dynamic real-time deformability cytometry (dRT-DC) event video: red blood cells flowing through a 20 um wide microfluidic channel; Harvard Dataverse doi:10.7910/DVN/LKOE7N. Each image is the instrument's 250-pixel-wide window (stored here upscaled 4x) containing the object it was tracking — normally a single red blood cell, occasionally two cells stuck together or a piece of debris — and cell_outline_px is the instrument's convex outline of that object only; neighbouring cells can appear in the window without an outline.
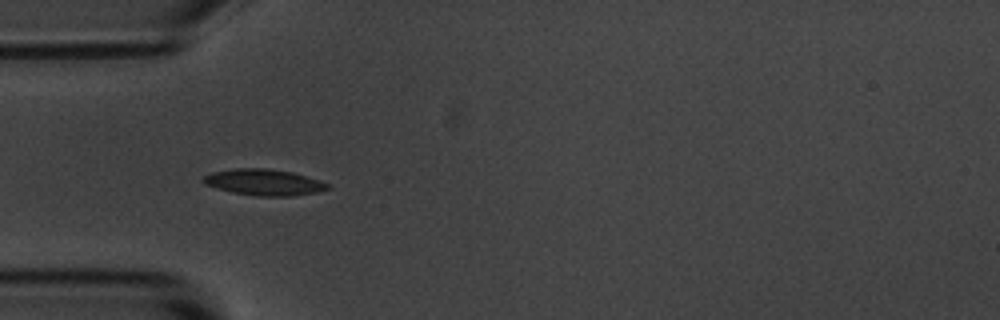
{"species": "common noctule bat (a hibernating species)", "species_latin": "Nyctalus noctula", "temperature_condition": "room temperature", "stored_images_in_passage": 40, "camera_frame_rate_fps": 3000, "um_per_image_px": 0.085, "animal": {"sex": "male", "body_mass_g": 20.1, "forearm_length_mm": 53.5}, "frame": {"image": 1, "passage_image": 7, "time_ms": 2.0, "image_size_px": [1000, 320], "cell_outline_px": [[332, 188], [316, 192], [288, 196], [256, 196], [232, 192], [204, 184], [200, 180], [204, 176], [212, 172], [236, 168], [268, 168], [292, 172], [328, 184]], "centroid_in_image_um": [22.39, 15.49], "position_along_channel_um": 62.6, "area_um2": 18.79}}
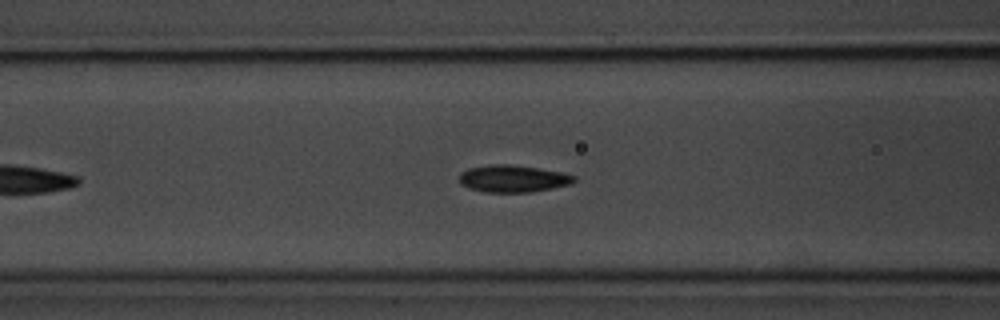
{"frame": {"image": 2, "passage_image": 12, "time_ms": 3.667, "image_size_px": [1000, 320], "cell_outline_px": [[576, 180], [572, 184], [532, 192], [484, 192], [468, 188], [460, 184], [460, 172], [468, 168], [492, 164], [512, 164], [564, 172], [576, 176]], "centroid_in_image_um": [43.62, 15.18], "position_along_channel_um": 123.0, "area_um2": 18.38}, "authors_computed_cell_mechanics": {"area_um2": 17.8313, "velocity_mm_per_s": 3.6677, "shape_relaxation_time_tau1_ms": 2.2845, "shape_relaxation_time_tau2_ms": 9.8682, "deformation_change_tau1": 0.1205, "deformation_change_tau2": 0.0912}}